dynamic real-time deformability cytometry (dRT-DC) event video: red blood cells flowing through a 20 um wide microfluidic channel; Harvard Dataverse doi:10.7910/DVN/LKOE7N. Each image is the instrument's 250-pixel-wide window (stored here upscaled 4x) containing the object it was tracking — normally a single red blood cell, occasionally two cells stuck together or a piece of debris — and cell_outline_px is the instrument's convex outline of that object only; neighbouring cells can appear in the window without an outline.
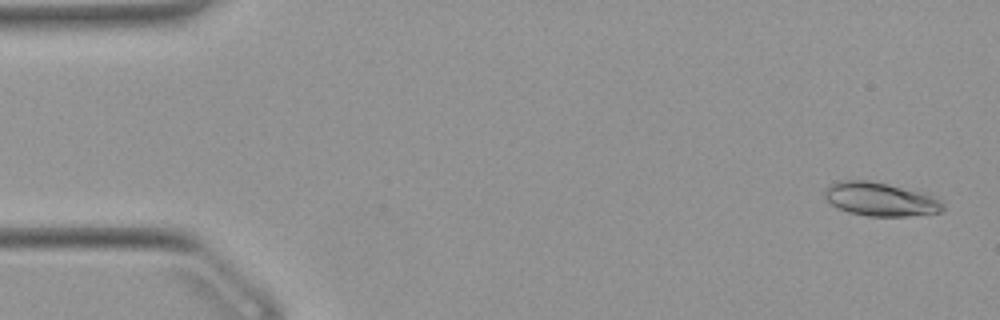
{"species": "Egyptian fruit bat (a non-hibernating species)", "species_latin": "Rousettus aegyptiacus", "temperature_condition": "warm", "stored_images_in_passage": 53, "camera_frame_rate_fps": 3000, "um_per_image_px": 0.085, "animal": {"sex": "female"}, "frame": {"image": 1, "passage_image": 2, "time_ms": 0.333, "image_size_px": [1000, 320], "cell_outline_px": [[944, 212], [908, 216], [868, 216], [848, 212], [836, 208], [824, 196], [824, 188], [828, 184], [836, 180], [868, 180], [888, 184], [924, 192], [944, 204]], "centroid_in_image_um": [74.79, 16.93], "position_along_channel_um": 10.2, "area_um2": 23.41}}
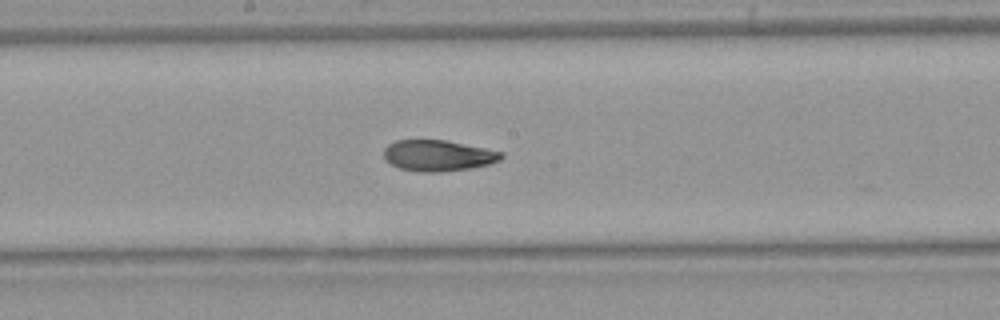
{"frame": {"image": 2, "passage_image": 27, "time_ms": 8.667, "image_size_px": [1000, 320], "cell_outline_px": [[504, 156], [500, 160], [488, 164], [472, 168], [440, 172], [420, 172], [400, 168], [384, 160], [384, 148], [388, 144], [396, 140], [444, 140], [504, 152]], "centroid_in_image_um": [37.23, 13.23], "position_along_channel_um": 211.0, "area_um2": 21.21}}
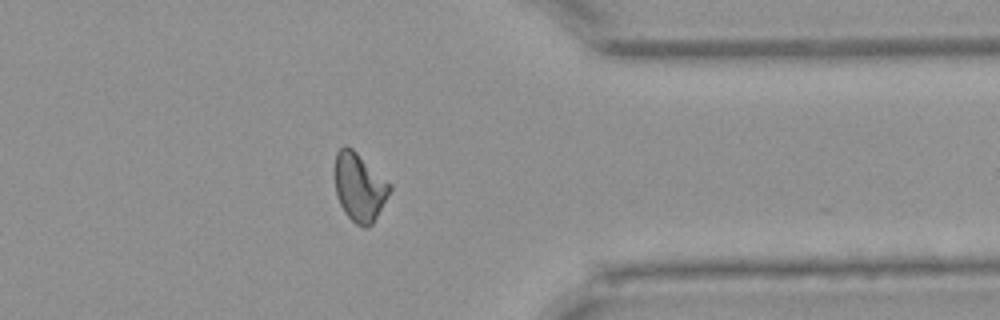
{"frame": {"image": 3, "passage_image": 41, "time_ms": 13.333, "image_size_px": [1000, 320], "cell_outline_px": [[392, 188], [372, 224], [368, 228], [364, 228], [356, 224], [344, 212], [336, 196], [336, 152], [344, 144], [352, 148], [392, 184]], "centroid_in_image_um": [30.56, 15.91], "position_along_channel_um": 380.8, "area_um2": 21.68}, "authors_computed_cell_mechanics": {"area_um2": 21.9062, "velocity_mm_per_s": 3.9037, "shape_relaxation_time_tau1_ms": 8.0961, "shape_relaxation_time_tau2_ms": 5.0456, "deformation_change_tau1": 0.224, "deformation_change_tau2": 0.0858}}